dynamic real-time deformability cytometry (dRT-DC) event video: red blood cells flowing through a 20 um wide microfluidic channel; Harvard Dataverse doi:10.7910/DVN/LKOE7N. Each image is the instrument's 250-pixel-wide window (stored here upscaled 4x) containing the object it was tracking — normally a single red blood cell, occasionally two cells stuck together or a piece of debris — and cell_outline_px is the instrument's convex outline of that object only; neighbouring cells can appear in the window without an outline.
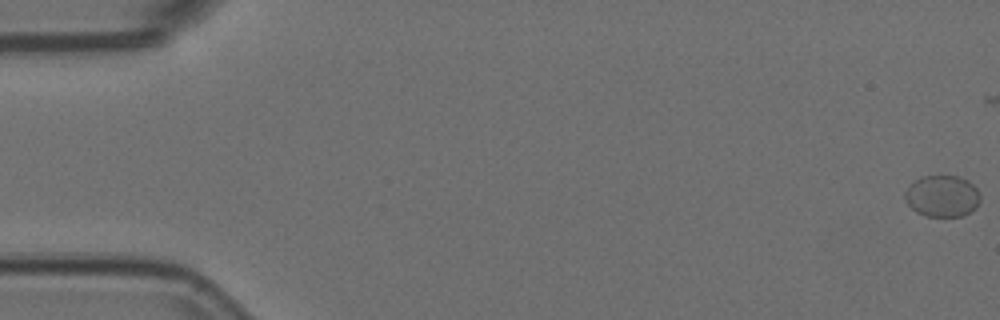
{"species": "Egyptian fruit bat (a non-hibernating species)", "species_latin": "Rousettus aegyptiacus", "temperature_condition": "room temperature", "stored_images_in_passage": 19, "segment_of_instrument_passage": [1, 3], "camera_frame_rate_fps": 3000, "um_per_image_px": 0.085, "animal": {"sex": "female"}, "frame": {"image": 1, "passage_image": 1, "time_ms": 0.0, "image_size_px": [1000, 320], "cell_outline_px": [[980, 200], [976, 208], [964, 216], [924, 216], [916, 212], [908, 204], [904, 196], [904, 192], [920, 176], [960, 176], [968, 180], [976, 188], [980, 196]], "centroid_in_image_um": [80.1, 16.67], "position_along_channel_um": 4.9, "area_um2": 18.26}}
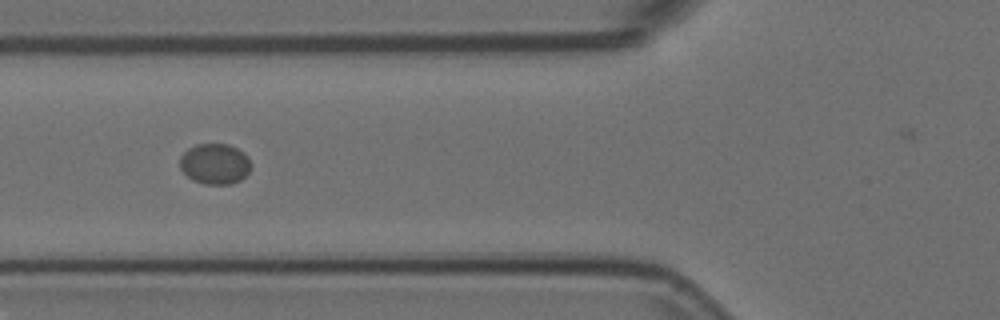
{"frame": {"image": 2, "passage_image": 7, "time_ms": 2.0, "image_size_px": [1000, 320], "cell_outline_px": [[252, 164], [248, 172], [240, 180], [232, 184], [204, 184], [192, 180], [180, 168], [180, 156], [188, 148], [196, 144], [228, 144], [244, 152], [248, 156]], "centroid_in_image_um": [18.27, 13.92], "position_along_channel_um": 107.5, "area_um2": 16.94}}
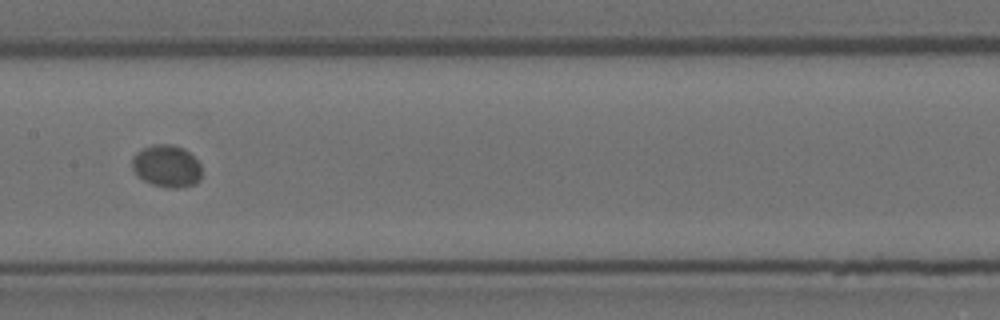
{"frame": {"image": 3, "passage_image": 9, "time_ms": 2.667, "image_size_px": [1000, 320], "cell_outline_px": [[200, 180], [196, 184], [184, 188], [164, 188], [152, 184], [144, 180], [132, 168], [132, 156], [136, 152], [152, 144], [172, 144], [184, 148], [200, 164]], "centroid_in_image_um": [14.17, 14.13], "position_along_channel_um": 193.2, "area_um2": 17.22}}